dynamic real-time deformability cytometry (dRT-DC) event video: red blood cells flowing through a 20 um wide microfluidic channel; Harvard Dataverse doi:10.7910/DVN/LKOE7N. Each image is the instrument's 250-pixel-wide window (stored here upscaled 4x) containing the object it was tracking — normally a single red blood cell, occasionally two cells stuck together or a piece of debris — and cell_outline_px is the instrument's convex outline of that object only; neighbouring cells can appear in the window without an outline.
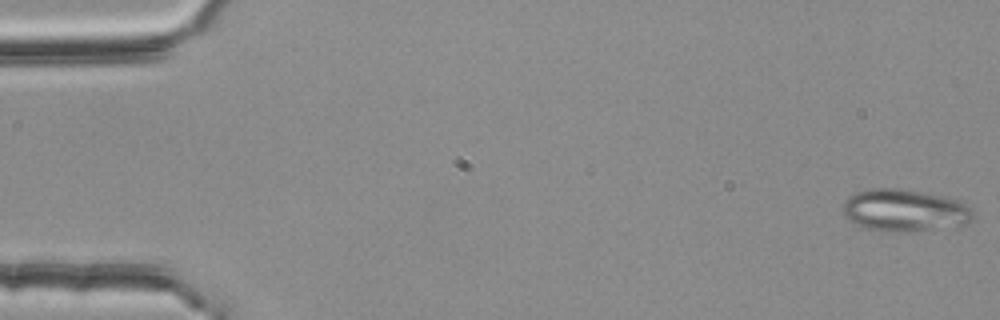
{"species": "common noctule bat (a hibernating species)", "species_latin": "Nyctalus noctula", "temperature_condition": "room temperature", "stored_images_in_passage": 54, "camera_frame_rate_fps": 3000, "um_per_image_px": 0.085, "animal": {"sex": "female", "body_mass_g": 25.1}, "frame": {"image": 1, "passage_image": 1, "time_ms": 0.0, "image_size_px": [1000, 320], "cell_outline_px": [[972, 220], [968, 224], [904, 232], [884, 232], [868, 228], [856, 224], [844, 216], [844, 200], [848, 196], [856, 192], [868, 188], [896, 188], [940, 196], [960, 200], [968, 204], [972, 208]], "centroid_in_image_um": [76.88, 17.88], "position_along_channel_um": 8.1, "area_um2": 31.91}}
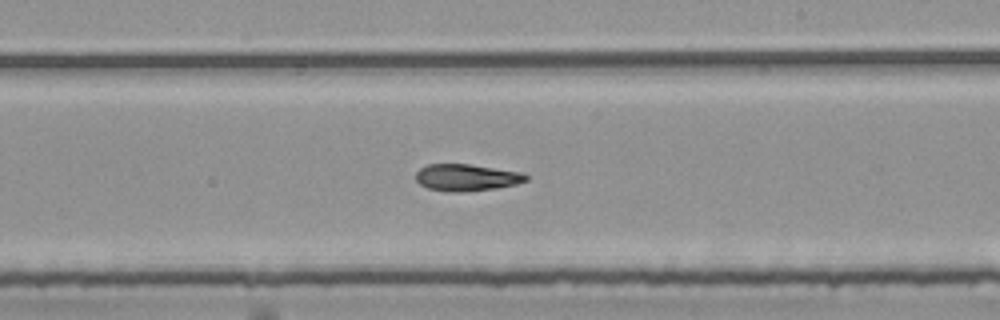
{"frame": {"image": 2, "passage_image": 32, "time_ms": 10.333, "image_size_px": [1000, 320], "cell_outline_px": [[528, 180], [516, 184], [496, 188], [464, 192], [448, 192], [428, 188], [420, 184], [416, 180], [416, 172], [420, 168], [428, 164], [468, 164], [524, 172], [528, 176]], "centroid_in_image_um": [39.67, 15.09], "position_along_channel_um": 249.3, "area_um2": 17.34}}
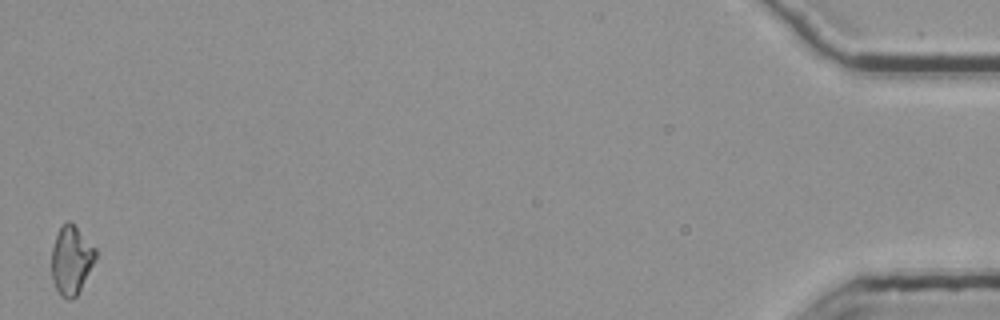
{"frame": {"image": 3, "passage_image": 54, "time_ms": 17.667, "image_size_px": [1000, 320], "cell_outline_px": [[96, 260], [76, 296], [72, 300], [68, 300], [56, 288], [52, 280], [52, 248], [56, 236], [60, 228], [68, 220], [96, 248]], "centroid_in_image_um": [6.07, 22.13], "position_along_channel_um": 429.1, "area_um2": 17.17}}